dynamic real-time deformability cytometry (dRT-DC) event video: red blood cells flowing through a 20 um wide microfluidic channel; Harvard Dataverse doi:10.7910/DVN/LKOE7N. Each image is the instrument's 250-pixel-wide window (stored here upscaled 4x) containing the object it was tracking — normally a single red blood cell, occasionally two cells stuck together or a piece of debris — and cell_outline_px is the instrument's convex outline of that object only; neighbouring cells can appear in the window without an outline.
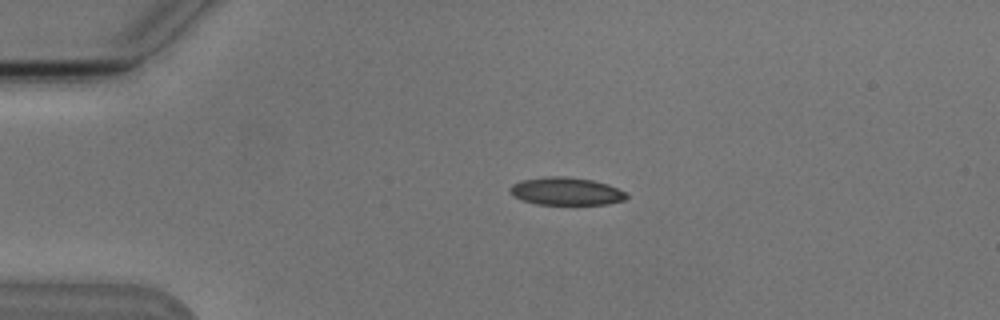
{"species": "Egyptian fruit bat (a non-hibernating species)", "species_latin": "Rousettus aegyptiacus", "temperature_condition": "cold", "stored_images_in_passage": 4, "camera_frame_rate_fps": 3000, "um_per_image_px": 0.085, "animal": {"sex": "male"}, "frame": {"image": 1, "passage_image": 3, "time_ms": 2.333, "image_size_px": [1000, 320], "cell_outline_px": [[628, 196], [624, 200], [608, 204], [536, 204], [512, 196], [508, 192], [508, 188], [512, 184], [524, 180], [544, 176], [568, 176], [592, 180], [608, 184], [624, 192]], "centroid_in_image_um": [48.08, 16.25], "position_along_channel_um": 36.9, "area_um2": 18.84}}